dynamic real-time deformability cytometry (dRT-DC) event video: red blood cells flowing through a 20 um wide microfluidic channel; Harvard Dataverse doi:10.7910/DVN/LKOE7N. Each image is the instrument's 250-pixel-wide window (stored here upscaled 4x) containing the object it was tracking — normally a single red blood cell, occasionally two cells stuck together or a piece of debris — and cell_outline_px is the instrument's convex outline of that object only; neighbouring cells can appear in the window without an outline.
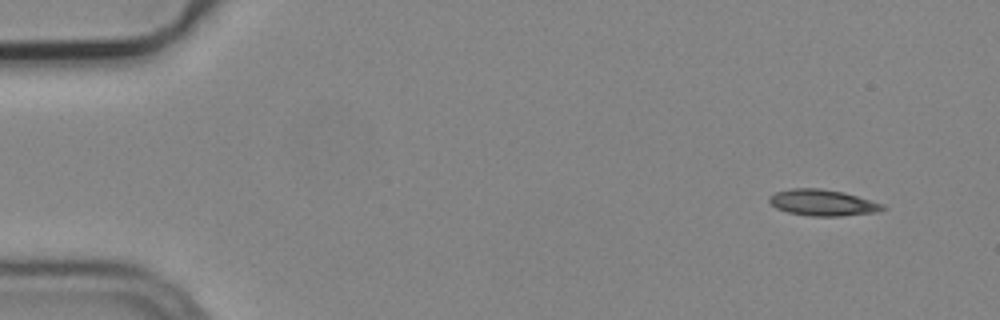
{"species": "common noctule bat (a hibernating species)", "species_latin": "Nyctalus noctula", "temperature_condition": "cold", "stored_images_in_passage": 6, "camera_frame_rate_fps": 3000, "um_per_image_px": 0.085, "animal": {"sex": "male", "body_mass_g": 19.2, "forearm_length_mm": 51.8}, "frame": {"image": 1, "passage_image": 1, "time_ms": 0.0, "image_size_px": [1000, 320], "cell_outline_px": [[888, 208], [876, 212], [840, 216], [812, 216], [788, 212], [776, 208], [768, 200], [768, 196], [776, 192], [792, 188], [820, 188], [844, 192], [884, 204]], "centroid_in_image_um": [69.93, 17.22], "position_along_channel_um": 15.1, "area_um2": 17.34}}
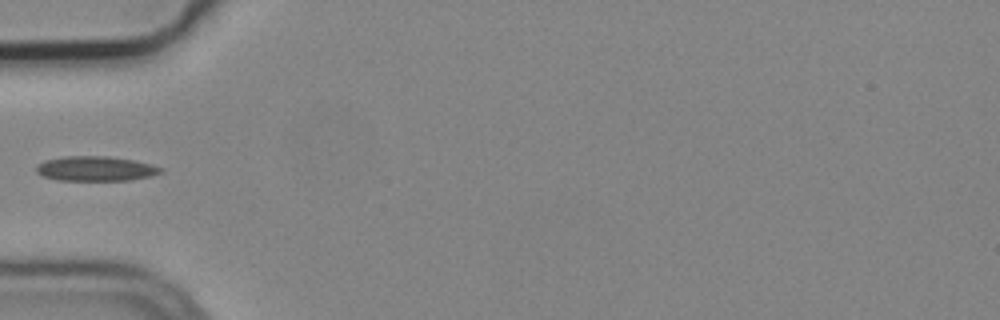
{"frame": {"image": 2, "passage_image": 5, "time_ms": 1.333, "image_size_px": [1000, 320], "cell_outline_px": [[164, 172], [152, 176], [132, 180], [56, 180], [44, 176], [36, 172], [36, 168], [44, 160], [64, 156], [108, 156], [132, 160], [152, 164], [164, 168]], "centroid_in_image_um": [8.18, 14.33], "position_along_channel_um": 76.8, "area_um2": 18.03}}
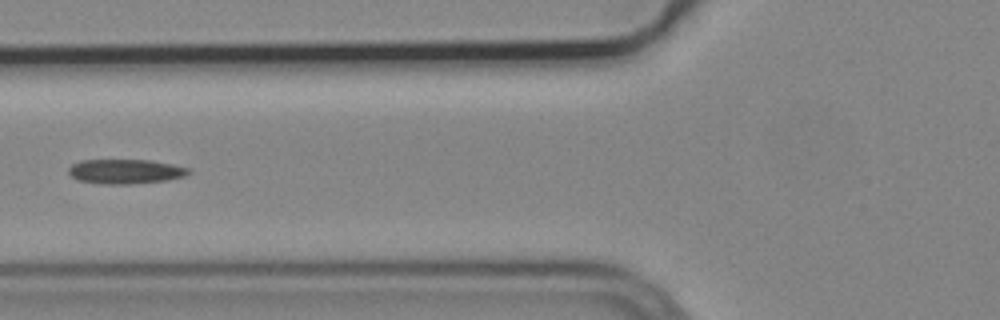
{"frame": {"image": 3, "passage_image": 6, "time_ms": 1.667, "image_size_px": [1000, 320], "cell_outline_px": [[192, 172], [184, 176], [168, 180], [128, 184], [104, 184], [76, 180], [68, 172], [68, 168], [72, 164], [80, 160], [148, 160], [172, 164], [188, 168]], "centroid_in_image_um": [10.64, 14.57], "position_along_channel_um": 115.2, "area_um2": 17.17}}